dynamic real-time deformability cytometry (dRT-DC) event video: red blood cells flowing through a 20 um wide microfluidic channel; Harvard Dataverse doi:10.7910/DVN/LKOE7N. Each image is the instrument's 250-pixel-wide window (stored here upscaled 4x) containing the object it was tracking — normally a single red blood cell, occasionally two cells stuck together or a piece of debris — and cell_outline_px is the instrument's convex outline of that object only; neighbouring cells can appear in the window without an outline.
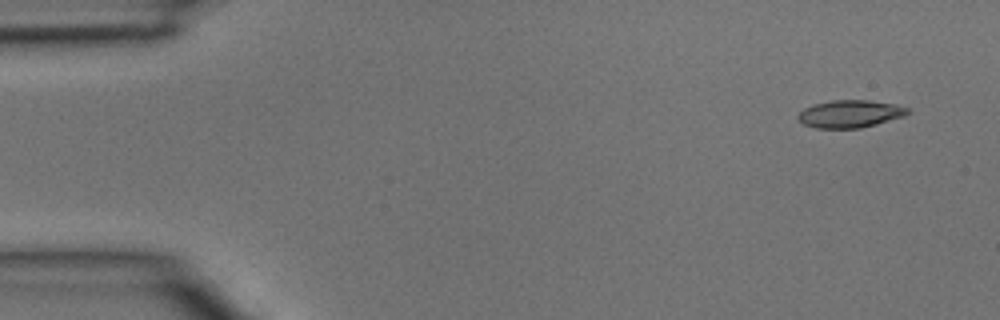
{"species": "common noctule bat (a hibernating species)", "species_latin": "Nyctalus noctula", "temperature_condition": "room temperature", "stored_images_in_passage": 4, "camera_frame_rate_fps": 3000, "um_per_image_px": 0.085, "animal": {"sex": "male", "body_mass_g": 15.6}, "frame": {"image": 1, "passage_image": 1, "time_ms": 0.0, "image_size_px": [1000, 320], "cell_outline_px": [[912, 112], [904, 116], [876, 124], [860, 128], [816, 128], [804, 124], [796, 116], [804, 108], [812, 104], [832, 100], [868, 100], [896, 104], [908, 108]], "centroid_in_image_um": [72.27, 9.67], "position_along_channel_um": 12.7, "area_um2": 17.63}}
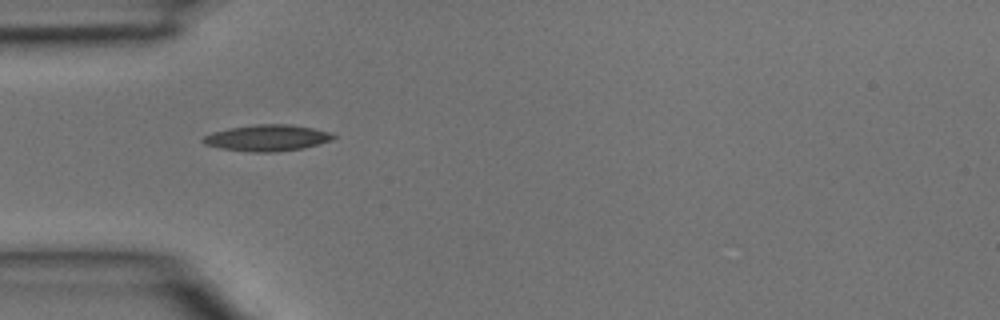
{"frame": {"image": 2, "passage_image": 4, "time_ms": 1.0, "image_size_px": [1000, 320], "cell_outline_px": [[336, 136], [332, 140], [304, 148], [276, 152], [248, 152], [220, 148], [204, 144], [200, 140], [204, 136], [212, 132], [228, 128], [256, 124], [292, 124], [332, 132]], "centroid_in_image_um": [22.7, 11.72], "position_along_channel_um": 62.3, "area_um2": 20.17}}